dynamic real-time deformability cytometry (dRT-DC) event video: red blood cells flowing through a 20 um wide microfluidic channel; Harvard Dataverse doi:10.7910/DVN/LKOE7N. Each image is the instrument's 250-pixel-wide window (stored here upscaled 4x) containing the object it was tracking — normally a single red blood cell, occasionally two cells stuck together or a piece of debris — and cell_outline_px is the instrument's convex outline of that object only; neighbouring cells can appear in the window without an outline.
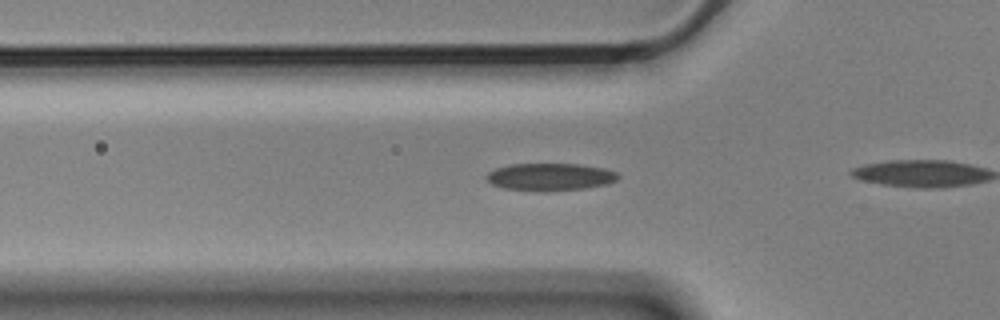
{"species": "Egyptian fruit bat (a non-hibernating species)", "species_latin": "Rousettus aegyptiacus", "temperature_condition": "cold", "stored_images_in_passage": 37, "camera_frame_rate_fps": 3000, "um_per_image_px": 0.085, "animal": {"sex": "male"}, "frame": {"image": 1, "passage_image": 11, "time_ms": 3.333, "image_size_px": [1000, 320], "cell_outline_px": [[620, 176], [616, 180], [608, 184], [584, 188], [544, 192], [504, 188], [492, 184], [484, 176], [488, 172], [496, 168], [508, 164], [580, 164], [604, 168], [616, 172]], "centroid_in_image_um": [46.75, 15.03], "position_along_channel_um": 79.0, "area_um2": 21.15}}
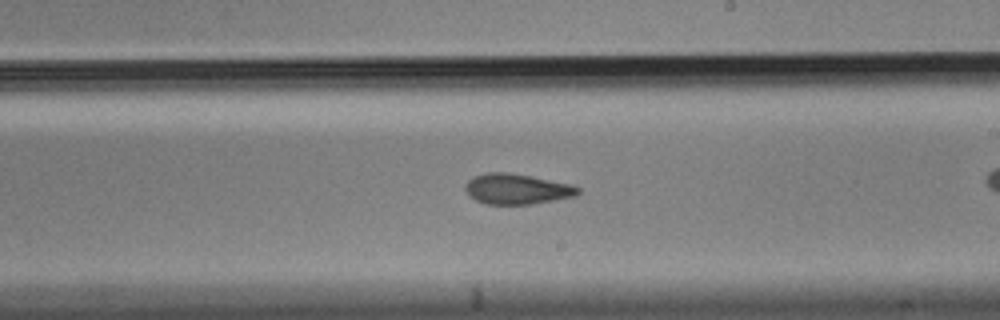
{"frame": {"image": 2, "passage_image": 25, "time_ms": 8.0, "image_size_px": [1000, 320], "cell_outline_px": [[580, 192], [576, 196], [532, 204], [484, 204], [468, 196], [464, 188], [464, 184], [472, 176], [488, 172], [508, 172], [572, 184], [580, 188]], "centroid_in_image_um": [43.9, 16.06], "position_along_channel_um": 245.1, "area_um2": 20.17}}
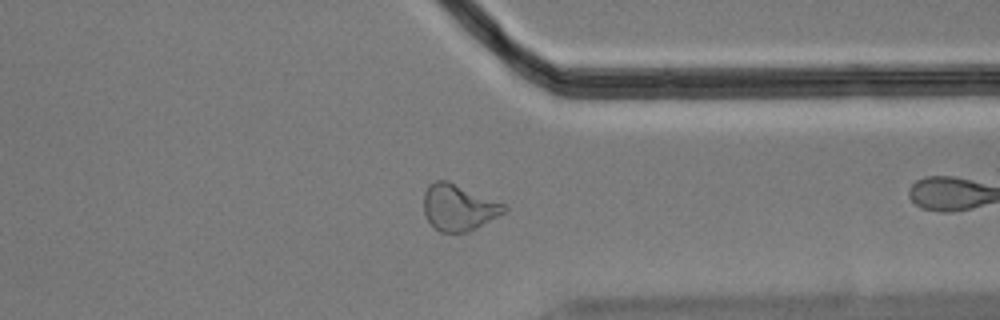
{"frame": {"image": 3, "passage_image": 36, "time_ms": 11.667, "image_size_px": [1000, 320], "cell_outline_px": [[508, 208], [504, 212], [476, 228], [468, 232], [440, 232], [428, 220], [424, 212], [424, 192], [428, 184], [436, 180], [448, 180], [504, 204]], "centroid_in_image_um": [38.95, 17.62], "position_along_channel_um": 372.4, "area_um2": 21.44}}